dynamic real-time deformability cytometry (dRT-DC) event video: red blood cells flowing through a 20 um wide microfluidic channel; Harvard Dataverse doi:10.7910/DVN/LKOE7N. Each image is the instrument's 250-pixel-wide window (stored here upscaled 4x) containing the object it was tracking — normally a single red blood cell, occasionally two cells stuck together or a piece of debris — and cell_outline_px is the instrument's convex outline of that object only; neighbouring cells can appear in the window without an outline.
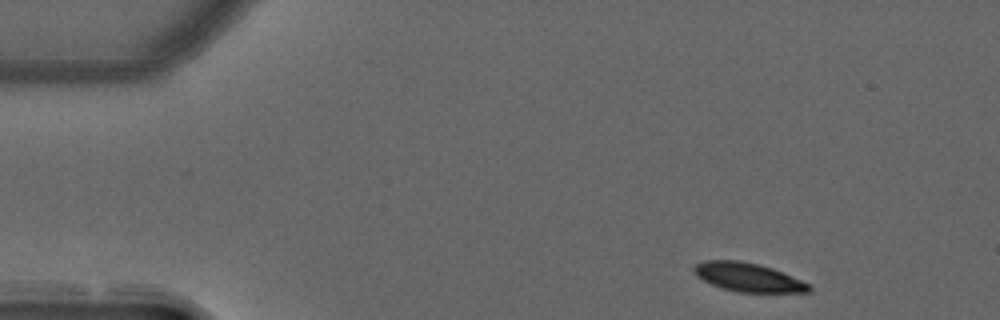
{"species": "common noctule bat (a hibernating species)", "species_latin": "Nyctalus noctula", "temperature_condition": "warm", "stored_images_in_passage": 13, "camera_frame_rate_fps": 3000, "um_per_image_px": 0.085, "animal": {"sex": "male", "forearm_length_mm": 52.5}, "frame": {"image": 1, "passage_image": 1, "time_ms": 0.0, "image_size_px": [1000, 320], "cell_outline_px": [[812, 292], [736, 292], [720, 288], [696, 276], [692, 272], [692, 268], [696, 264], [704, 260], [740, 260], [760, 264], [772, 268], [812, 284]], "centroid_in_image_um": [63.59, 23.56], "position_along_channel_um": 21.4, "area_um2": 19.54}}
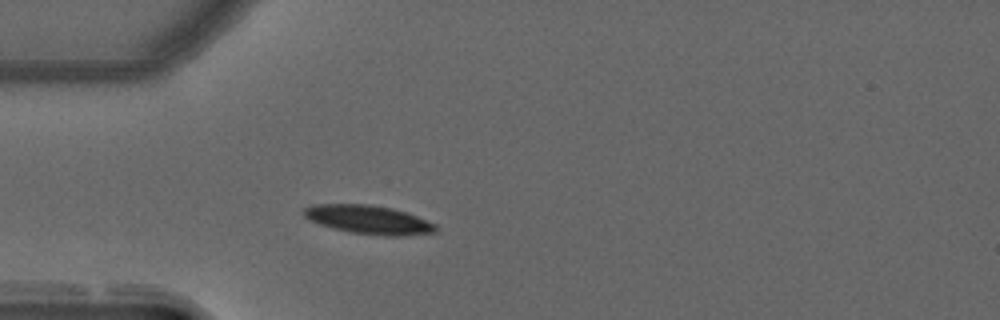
{"frame": {"image": 2, "passage_image": 10, "time_ms": 3.0, "image_size_px": [1000, 320], "cell_outline_px": [[440, 228], [436, 232], [408, 236], [384, 236], [352, 232], [332, 228], [308, 220], [300, 212], [304, 208], [312, 204], [368, 204], [392, 208], [416, 216], [436, 224]], "centroid_in_image_um": [31.32, 18.67], "position_along_channel_um": 53.7, "area_um2": 22.25}}